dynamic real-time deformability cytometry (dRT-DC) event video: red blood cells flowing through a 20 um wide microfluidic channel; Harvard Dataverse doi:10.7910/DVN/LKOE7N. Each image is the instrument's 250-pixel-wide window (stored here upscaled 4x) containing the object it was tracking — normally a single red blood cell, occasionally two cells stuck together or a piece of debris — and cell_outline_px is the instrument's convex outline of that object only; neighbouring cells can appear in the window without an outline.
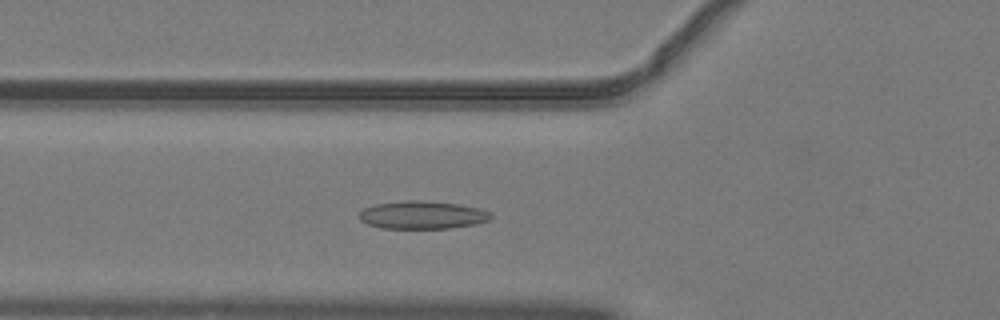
{"species": "common noctule bat (a hibernating species)", "species_latin": "Nyctalus noctula", "temperature_condition": "warm", "stored_images_in_passage": 45, "camera_frame_rate_fps": 3000, "um_per_image_px": 0.085, "animal": {"sex": "male", "body_mass_g": 19.2, "forearm_length_mm": 51.8}, "frame": {"image": 1, "passage_image": 13, "time_ms": 4.0, "image_size_px": [1000, 320], "cell_outline_px": [[492, 216], [488, 220], [476, 224], [448, 228], [380, 228], [368, 224], [360, 220], [360, 212], [364, 208], [376, 204], [400, 200], [412, 200], [460, 204], [476, 208], [488, 212]], "centroid_in_image_um": [35.86, 18.27], "position_along_channel_um": 89.9, "area_um2": 21.15}}
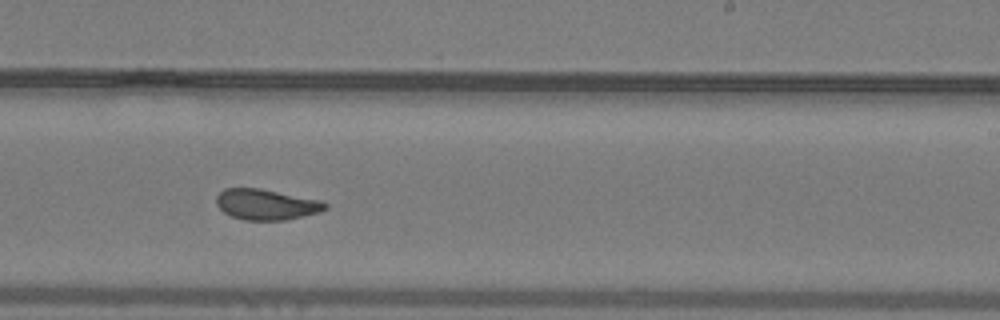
{"frame": {"image": 2, "passage_image": 26, "time_ms": 8.333, "image_size_px": [1000, 320], "cell_outline_px": [[328, 208], [320, 212], [284, 220], [244, 220], [232, 216], [224, 212], [216, 204], [216, 196], [224, 188], [260, 188], [320, 200], [328, 204]], "centroid_in_image_um": [22.63, 17.37], "position_along_channel_um": 266.4, "area_um2": 19.42}}
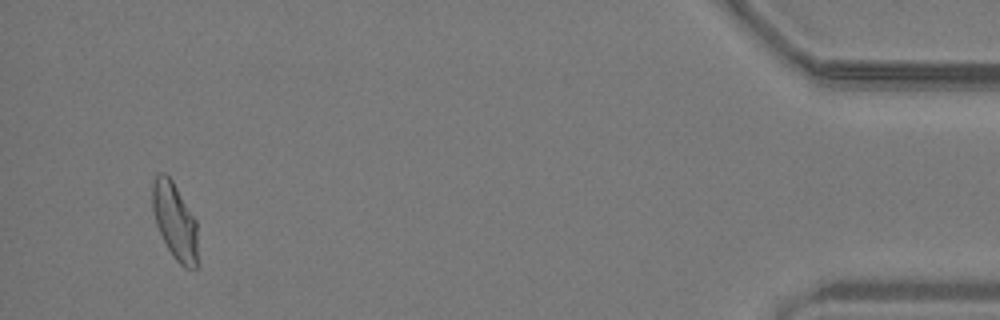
{"frame": {"image": 3, "passage_image": 43, "time_ms": 14.0, "image_size_px": [1000, 320], "cell_outline_px": [[196, 268], [184, 268], [172, 256], [156, 224], [152, 208], [152, 180], [160, 172], [164, 172], [172, 180], [196, 220]], "centroid_in_image_um": [14.83, 18.76], "position_along_channel_um": 420.4, "area_um2": 19.94}, "authors_computed_cell_mechanics": {"area_um2": 20.1722, "velocity_mm_per_s": 4.0582, "shape_relaxation_time_tau1_ms": null, "shape_relaxation_time_tau2_ms": 1.6269, "deformation_change_tau1": null, "deformation_change_tau2": 0.0816}}